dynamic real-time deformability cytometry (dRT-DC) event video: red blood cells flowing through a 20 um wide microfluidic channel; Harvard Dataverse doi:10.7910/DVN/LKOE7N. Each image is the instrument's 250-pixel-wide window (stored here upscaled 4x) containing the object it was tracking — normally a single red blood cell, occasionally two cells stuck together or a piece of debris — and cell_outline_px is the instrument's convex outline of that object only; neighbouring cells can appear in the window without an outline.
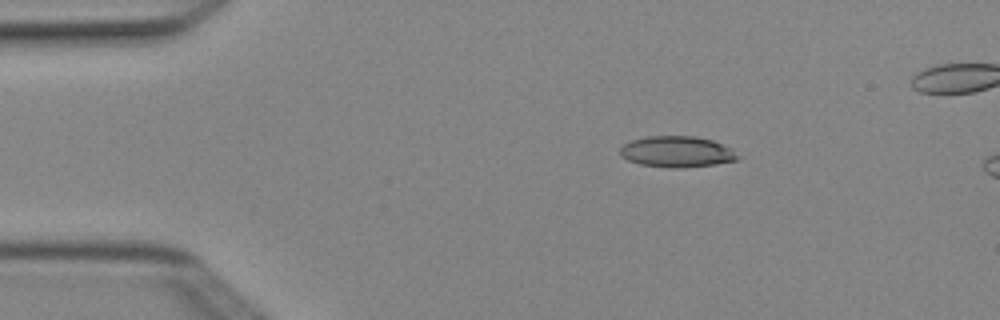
{"species": "Egyptian fruit bat (a non-hibernating species)", "species_latin": "Rousettus aegyptiacus", "temperature_condition": "cold", "stored_images_in_passage": 4, "camera_frame_rate_fps": 3000, "um_per_image_px": 0.085, "animal": {"sex": "female"}, "frame": {"image": 1, "passage_image": 2, "time_ms": 0.333, "image_size_px": [1000, 320], "cell_outline_px": [[740, 156], [736, 160], [716, 164], [684, 168], [668, 168], [640, 164], [628, 160], [620, 156], [620, 148], [624, 144], [632, 140], [648, 136], [692, 136], [712, 140], [728, 148]], "centroid_in_image_um": [57.49, 12.91], "position_along_channel_um": 27.5, "area_um2": 21.15}}